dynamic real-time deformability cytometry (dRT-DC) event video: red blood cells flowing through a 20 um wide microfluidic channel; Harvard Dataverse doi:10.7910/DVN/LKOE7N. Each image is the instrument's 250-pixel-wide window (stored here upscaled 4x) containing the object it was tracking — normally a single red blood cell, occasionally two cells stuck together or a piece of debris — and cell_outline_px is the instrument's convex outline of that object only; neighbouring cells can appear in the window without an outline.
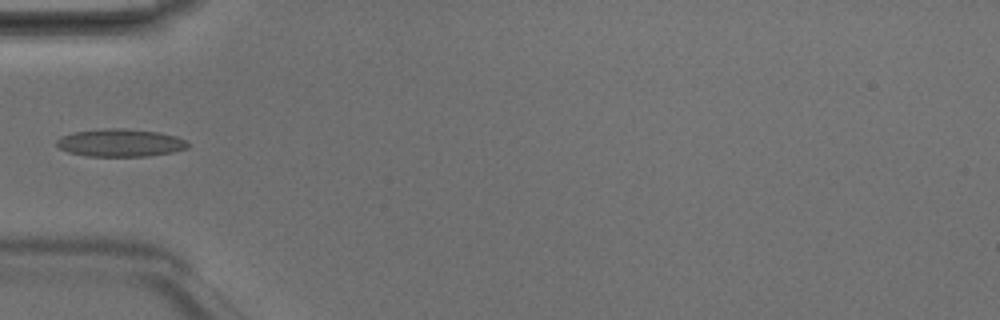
{"species": "Egyptian fruit bat (a non-hibernating species)", "species_latin": "Rousettus aegyptiacus", "temperature_condition": "room temperature", "stored_images_in_passage": 4, "camera_frame_rate_fps": 3000, "um_per_image_px": 0.085, "animal": {"sex": "male"}, "frame": {"image": 1, "passage_image": 3, "time_ms": 0.667, "image_size_px": [1000, 320], "cell_outline_px": [[188, 148], [172, 152], [148, 156], [88, 156], [68, 152], [60, 148], [56, 144], [56, 140], [60, 136], [72, 132], [104, 128], [128, 128], [156, 132], [176, 136], [184, 140], [188, 144]], "centroid_in_image_um": [10.19, 12.13], "position_along_channel_um": 74.8, "area_um2": 21.21}}